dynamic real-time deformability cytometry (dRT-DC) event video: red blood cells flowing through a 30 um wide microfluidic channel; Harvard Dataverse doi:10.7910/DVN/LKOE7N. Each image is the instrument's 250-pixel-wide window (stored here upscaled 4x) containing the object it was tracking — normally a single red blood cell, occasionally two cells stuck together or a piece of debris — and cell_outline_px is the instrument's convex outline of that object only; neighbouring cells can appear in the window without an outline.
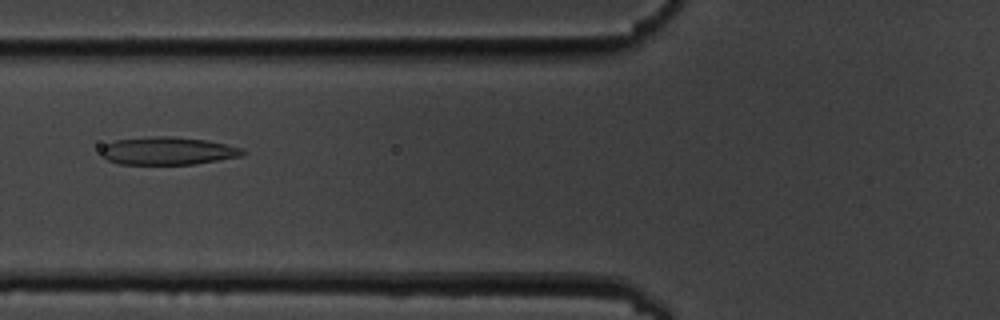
{"species": "common noctule bat (a hibernating species)", "species_latin": "Nyctalus noctula", "temperature_condition": "cold", "stored_images_in_passage": 54, "camera_frame_rate_fps": 3000, "um_per_image_px": 0.085, "animal": {"sex": "male", "body_mass_g": 19.5, "forearm_length_mm": 54.6}, "frame": {"image": 1, "passage_image": 20, "time_ms": 6.333, "image_size_px": [1000, 320], "cell_outline_px": [[248, 152], [240, 156], [192, 164], [120, 164], [108, 160], [100, 156], [100, 148], [104, 144], [116, 140], [152, 136], [172, 136], [208, 140], [228, 144], [244, 148]], "centroid_in_image_um": [14.25, 12.81], "position_along_channel_um": 111.6, "area_um2": 23.18}}
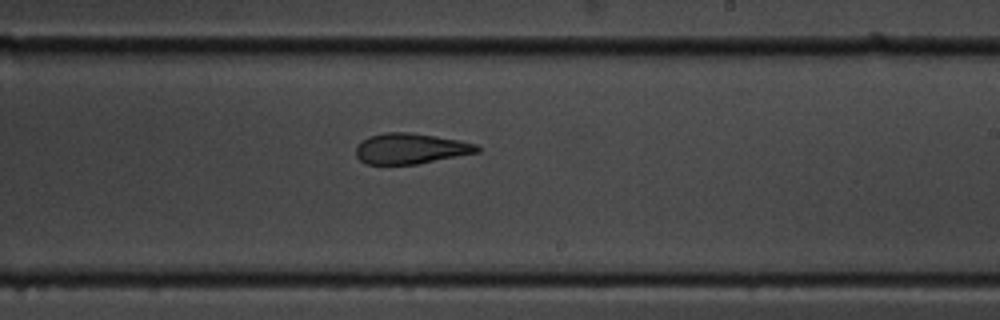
{"frame": {"image": 2, "passage_image": 32, "time_ms": 10.333, "image_size_px": [1000, 320], "cell_outline_px": [[480, 152], [416, 164], [364, 164], [356, 156], [356, 144], [360, 140], [368, 136], [384, 132], [408, 132], [436, 136], [460, 140], [476, 144], [480, 148]], "centroid_in_image_um": [34.86, 12.62], "position_along_channel_um": 254.1, "area_um2": 21.79}}
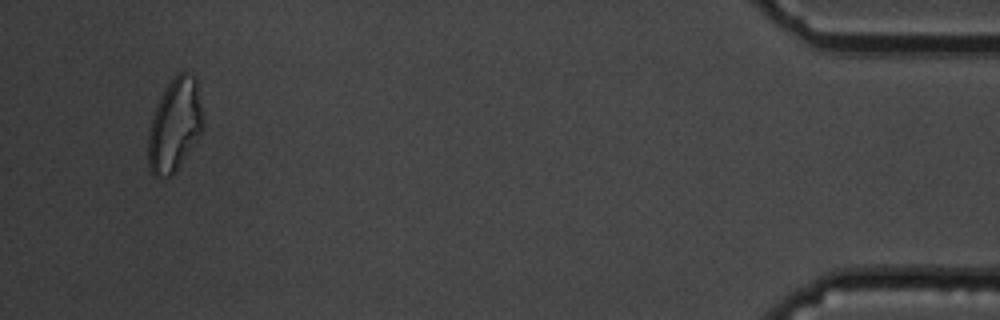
{"frame": {"image": 3, "passage_image": 52, "time_ms": 17.0, "image_size_px": [1000, 320], "cell_outline_px": [[204, 128], [200, 136], [172, 176], [152, 176], [148, 168], [148, 136], [152, 116], [160, 96], [164, 88], [176, 72], [184, 72], [196, 76]], "centroid_in_image_um": [14.84, 10.62], "position_along_channel_um": 420.4, "area_um2": 29.94}, "authors_computed_cell_mechanics": {"area_um2": 24.3916, "velocity_mm_per_s": 3.5633, "shape_relaxation_time_tau1_ms": 7.0765, "shape_relaxation_time_tau2_ms": 2.8717, "deformation_change_tau1": 0.1944, "deformation_change_tau2": 0.1207}}